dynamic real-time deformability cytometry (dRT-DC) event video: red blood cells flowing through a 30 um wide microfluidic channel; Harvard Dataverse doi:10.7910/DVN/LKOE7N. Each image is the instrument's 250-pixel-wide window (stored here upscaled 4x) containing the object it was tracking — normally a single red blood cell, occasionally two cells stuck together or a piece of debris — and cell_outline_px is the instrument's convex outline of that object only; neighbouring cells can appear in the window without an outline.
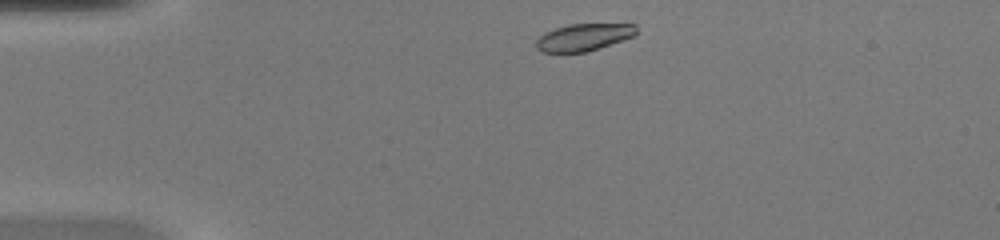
{"species": "common noctule bat (a hibernating species)", "species_latin": "Nyctalus noctula", "temperature_condition": "warm", "stored_images_in_passage": 40, "camera_frame_rate_fps": 3000, "um_per_image_px": 0.085, "animal": {"sex": "female", "body_mass_g": 20.0, "forearm_length_mm": 54.0}, "frame": {"image": 1, "passage_image": 1, "time_ms": 0.0, "image_size_px": [1000, 240], "cell_outline_px": [[640, 32], [636, 36], [624, 40], [584, 52], [540, 52], [536, 48], [536, 40], [544, 32], [568, 24], [636, 24]], "centroid_in_image_um": [49.66, 3.15], "position_along_channel_um": 35.3, "area_um2": 16.01}}
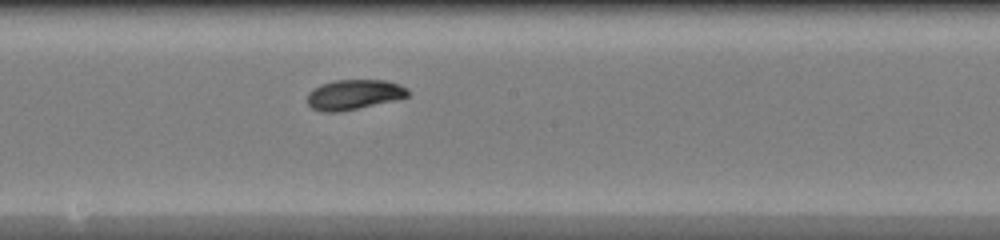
{"frame": {"image": 2, "passage_image": 18, "time_ms": 5.667, "image_size_px": [1000, 240], "cell_outline_px": [[408, 96], [392, 100], [340, 112], [320, 112], [312, 108], [308, 104], [308, 92], [312, 88], [320, 84], [336, 80], [384, 80], [400, 84], [408, 88]], "centroid_in_image_um": [30.04, 8.03], "position_along_channel_um": 218.2, "area_um2": 17.51}}
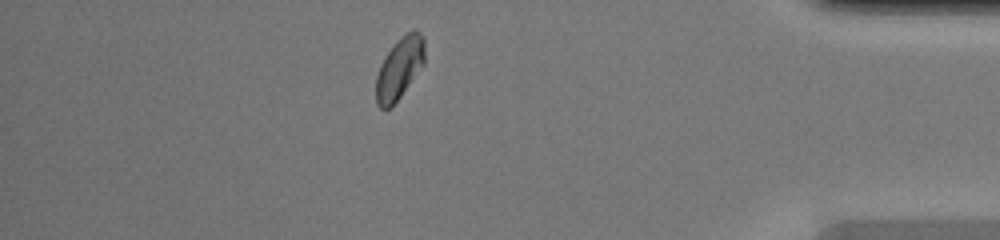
{"frame": {"image": 3, "passage_image": 34, "time_ms": 11.0, "image_size_px": [1000, 240], "cell_outline_px": [[424, 64], [400, 96], [388, 108], [380, 108], [376, 104], [376, 76], [380, 64], [384, 56], [396, 40], [408, 32], [416, 28], [424, 36]], "centroid_in_image_um": [33.95, 5.75], "position_along_channel_um": 401.3, "area_um2": 17.4}, "authors_computed_cell_mechanics": {"area_um2": 17.3978, "velocity_mm_per_s": 4.1249, "shape_relaxation_time_tau1_ms": 3.0843, "shape_relaxation_time_tau2_ms": 3.161, "deformation_change_tau1": 0.1409, "deformation_change_tau2": 0.045}}